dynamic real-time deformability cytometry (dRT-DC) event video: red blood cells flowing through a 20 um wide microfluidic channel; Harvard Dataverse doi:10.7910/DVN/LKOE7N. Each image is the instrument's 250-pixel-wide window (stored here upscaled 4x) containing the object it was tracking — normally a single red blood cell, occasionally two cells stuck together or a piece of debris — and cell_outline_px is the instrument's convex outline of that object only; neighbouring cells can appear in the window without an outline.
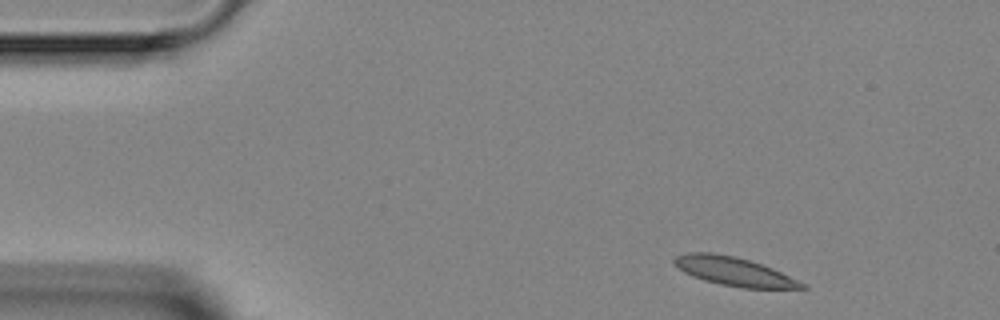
{"species": "Egyptian fruit bat (a non-hibernating species)", "species_latin": "Rousettus aegyptiacus", "temperature_condition": "room temperature", "stored_images_in_passage": 3, "camera_frame_rate_fps": 3000, "um_per_image_px": 0.085, "animal": {"sex": "female"}, "frame": {"image": 1, "passage_image": 1, "time_ms": 0.0, "image_size_px": [1000, 320], "cell_outline_px": [[808, 288], [740, 288], [720, 284], [704, 280], [692, 276], [684, 272], [672, 260], [676, 256], [688, 252], [712, 252], [732, 256], [748, 260], [772, 268], [808, 284]], "centroid_in_image_um": [62.41, 23.08], "position_along_channel_um": 22.6, "area_um2": 21.15}}